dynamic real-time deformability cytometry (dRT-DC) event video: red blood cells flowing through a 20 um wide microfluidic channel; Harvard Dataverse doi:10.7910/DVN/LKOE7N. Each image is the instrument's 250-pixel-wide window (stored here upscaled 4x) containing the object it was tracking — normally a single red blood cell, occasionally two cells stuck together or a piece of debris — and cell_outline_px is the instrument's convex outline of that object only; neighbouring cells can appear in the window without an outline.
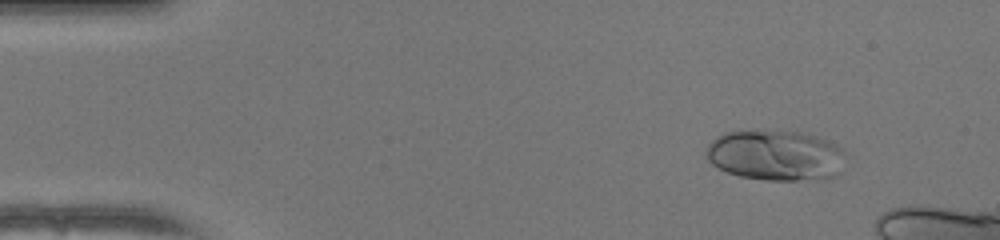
{"species": "human", "species_latin": "Homo sapiens", "temperature_condition": "warm", "stored_images_in_passage": 41, "camera_frame_rate_fps": 3000, "um_per_image_px": 0.085, "donor": {"sex": "female"}, "frame": {"image": 1, "passage_image": 1, "time_ms": 0.0, "image_size_px": [1000, 240], "cell_outline_px": [[844, 152], [840, 172], [836, 176], [824, 180], [768, 180], [740, 176], [728, 172], [712, 164], [708, 160], [704, 152], [708, 144], [716, 136], [724, 132], [764, 128], [800, 132], [816, 136], [828, 140], [844, 148]], "centroid_in_image_um": [65.92, 13.17], "position_along_channel_um": 19.1, "area_um2": 42.08}}
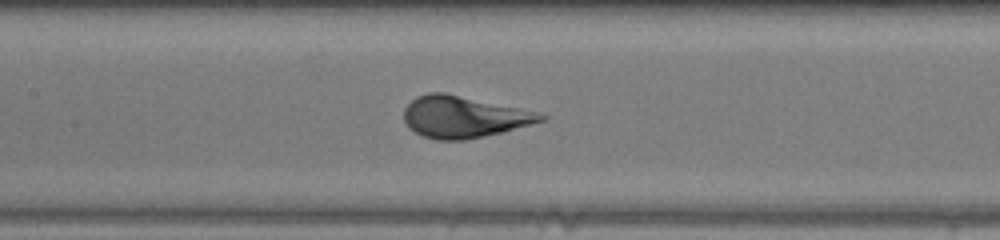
{"frame": {"image": 2, "passage_image": 19, "time_ms": 6.0, "image_size_px": [1000, 240], "cell_outline_px": [[548, 116], [544, 120], [500, 132], [468, 140], [436, 140], [424, 136], [408, 128], [404, 120], [404, 108], [416, 96], [428, 92], [444, 92], [536, 112]], "centroid_in_image_um": [39.34, 9.93], "position_along_channel_um": 168.1, "area_um2": 32.77}}
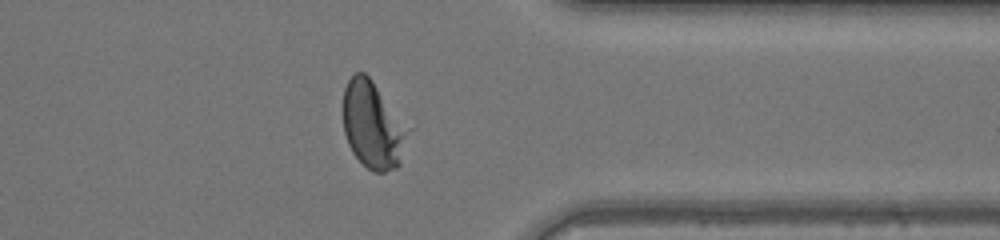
{"frame": {"image": 3, "passage_image": 35, "time_ms": 11.333, "image_size_px": [1000, 240], "cell_outline_px": [[404, 132], [400, 164], [396, 168], [384, 172], [372, 172], [352, 152], [348, 144], [344, 132], [344, 88], [348, 80], [356, 72], [364, 72], [372, 80]], "centroid_in_image_um": [31.55, 10.67], "position_along_channel_um": 379.9, "area_um2": 30.52}}